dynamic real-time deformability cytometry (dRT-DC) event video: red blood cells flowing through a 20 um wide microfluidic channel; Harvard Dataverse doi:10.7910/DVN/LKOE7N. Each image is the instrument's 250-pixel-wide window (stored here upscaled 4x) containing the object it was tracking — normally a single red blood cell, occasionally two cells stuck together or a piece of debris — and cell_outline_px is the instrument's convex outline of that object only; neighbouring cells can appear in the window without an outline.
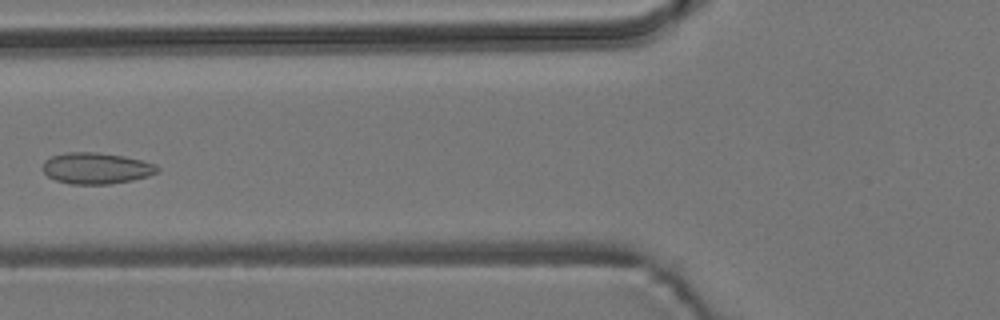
{"species": "common noctule bat (a hibernating species)", "species_latin": "Nyctalus noctula", "temperature_condition": "room temperature", "stored_images_in_passage": 5, "camera_frame_rate_fps": 3000, "um_per_image_px": 0.085, "animal": {"sex": "male", "body_mass_g": 19.2, "forearm_length_mm": 51.8}, "frame": {"image": 1, "passage_image": 4, "time_ms": 4.333, "image_size_px": [1000, 320], "cell_outline_px": [[160, 168], [156, 172], [148, 176], [132, 180], [108, 184], [68, 184], [56, 180], [48, 176], [44, 172], [44, 160], [52, 156], [64, 152], [96, 152], [124, 156], [156, 164]], "centroid_in_image_um": [8.17, 14.3], "position_along_channel_um": 117.6, "area_um2": 20.81}}
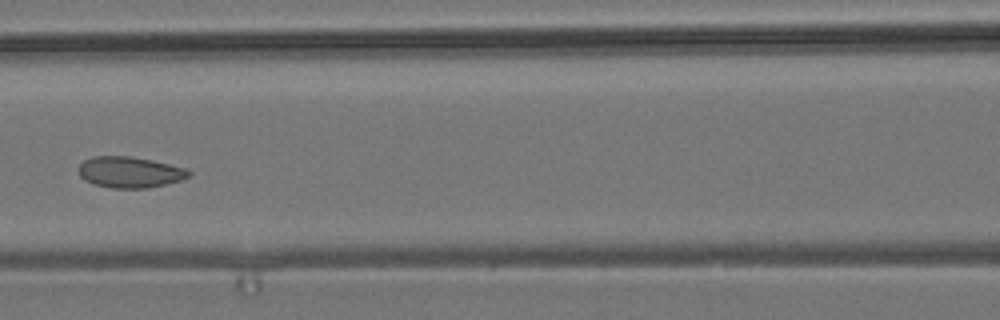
{"frame": {"image": 2, "passage_image": 5, "time_ms": 5.333, "image_size_px": [1000, 320], "cell_outline_px": [[192, 176], [180, 180], [148, 188], [112, 188], [92, 184], [84, 180], [80, 176], [80, 164], [84, 160], [92, 156], [132, 156], [152, 160], [188, 168], [192, 172]], "centroid_in_image_um": [11.06, 14.63], "position_along_channel_um": 155.5, "area_um2": 20.11}}